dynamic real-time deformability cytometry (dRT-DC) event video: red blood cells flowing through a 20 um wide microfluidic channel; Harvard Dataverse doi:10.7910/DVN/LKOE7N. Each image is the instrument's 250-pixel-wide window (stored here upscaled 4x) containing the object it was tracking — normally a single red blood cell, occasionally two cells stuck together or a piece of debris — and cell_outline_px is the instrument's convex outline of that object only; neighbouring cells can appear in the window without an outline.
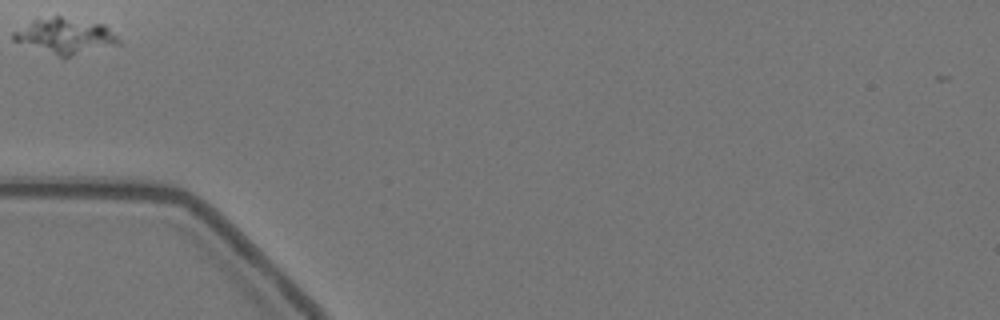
{"species": "Egyptian fruit bat (a non-hibernating species)", "species_latin": "Rousettus aegyptiacus", "temperature_condition": "warm", "stored_images_in_passage": 9, "camera_frame_rate_fps": 3000, "um_per_image_px": 0.085, "animal": {"sex": "female"}, "frame": {"image": 1, "passage_image": 1, "time_ms": 0.0, "image_size_px": [1000, 320], "cell_outline_px": [[120, 44], [64, 60], [12, 40], [12, 32], [36, 20], [52, 16], [60, 16], [104, 24], [120, 40]], "centroid_in_image_um": [5.57, 3.12], "position_along_channel_um": 79.4, "area_um2": 22.25}}